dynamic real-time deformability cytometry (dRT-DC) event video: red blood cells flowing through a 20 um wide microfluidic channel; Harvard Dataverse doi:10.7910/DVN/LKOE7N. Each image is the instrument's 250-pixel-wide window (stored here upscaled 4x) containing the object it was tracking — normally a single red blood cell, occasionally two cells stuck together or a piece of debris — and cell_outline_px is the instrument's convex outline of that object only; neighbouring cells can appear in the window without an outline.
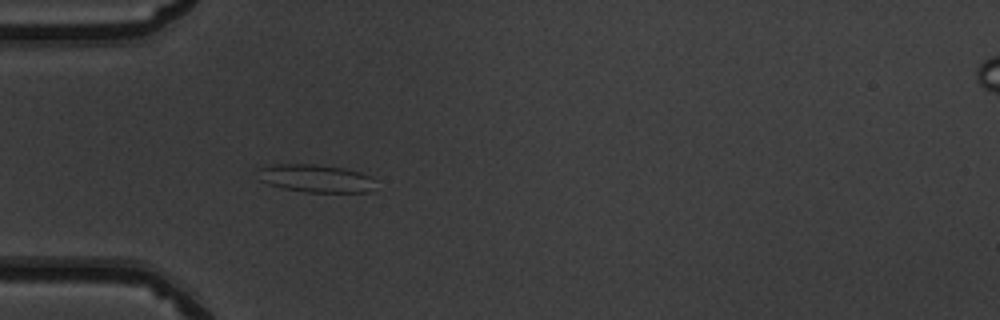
{"species": "common noctule bat (a hibernating species)", "species_latin": "Nyctalus noctula", "temperature_condition": "warm", "stored_images_in_passage": 36, "camera_frame_rate_fps": 3000, "um_per_image_px": 0.085, "animal": {"sex": "male", "body_mass_g": 19.5, "forearm_length_mm": 54.6}, "frame": {"image": 1, "passage_image": 1, "time_ms": 0.0, "image_size_px": [1000, 320], "cell_outline_px": [[376, 180], [372, 192], [304, 192], [284, 188], [268, 184], [260, 180], [260, 168], [272, 164], [312, 164], [344, 168], [360, 172], [372, 176]], "centroid_in_image_um": [26.91, 15.17], "position_along_channel_um": 58.1, "area_um2": 19.13}}
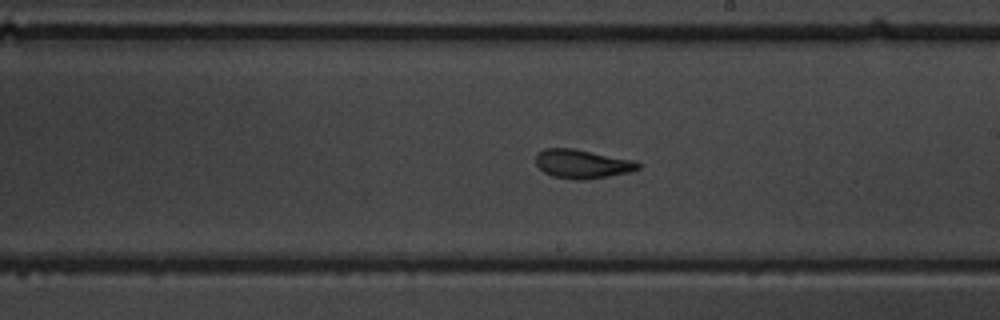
{"frame": {"image": 2, "passage_image": 15, "time_ms": 4.667, "image_size_px": [1000, 320], "cell_outline_px": [[640, 168], [628, 172], [608, 176], [584, 180], [576, 180], [552, 176], [544, 172], [536, 164], [536, 152], [544, 148], [572, 148], [636, 160], [640, 164]], "centroid_in_image_um": [49.48, 13.92], "position_along_channel_um": 239.5, "area_um2": 17.28}}
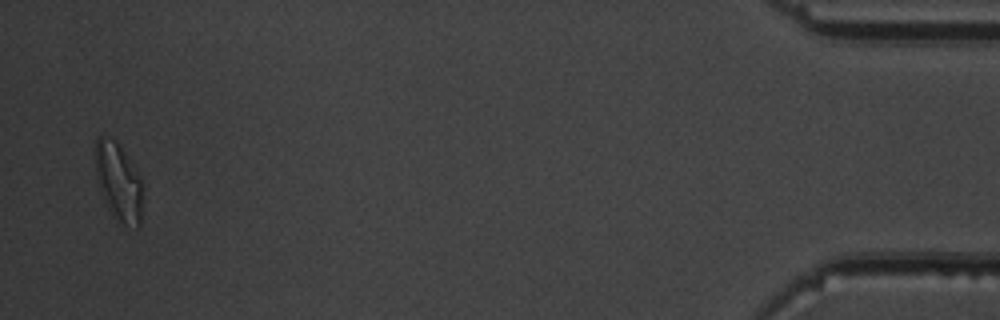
{"frame": {"image": 3, "passage_image": 35, "time_ms": 11.333, "image_size_px": [1000, 320], "cell_outline_px": [[140, 228], [136, 228], [124, 224], [112, 216], [104, 200], [96, 176], [96, 136], [104, 136], [116, 140], [132, 164], [140, 180]], "centroid_in_image_um": [10.04, 15.46], "position_along_channel_um": 425.2, "area_um2": 20.81}, "authors_computed_cell_mechanics": {"area_um2": 17.5712, "velocity_mm_per_s": 4.0109, "shape_relaxation_time_tau1_ms": 7.6332, "shape_relaxation_time_tau2_ms": 1.7925, "deformation_change_tau1": 0.2124, "deformation_change_tau2": 0.0961}}